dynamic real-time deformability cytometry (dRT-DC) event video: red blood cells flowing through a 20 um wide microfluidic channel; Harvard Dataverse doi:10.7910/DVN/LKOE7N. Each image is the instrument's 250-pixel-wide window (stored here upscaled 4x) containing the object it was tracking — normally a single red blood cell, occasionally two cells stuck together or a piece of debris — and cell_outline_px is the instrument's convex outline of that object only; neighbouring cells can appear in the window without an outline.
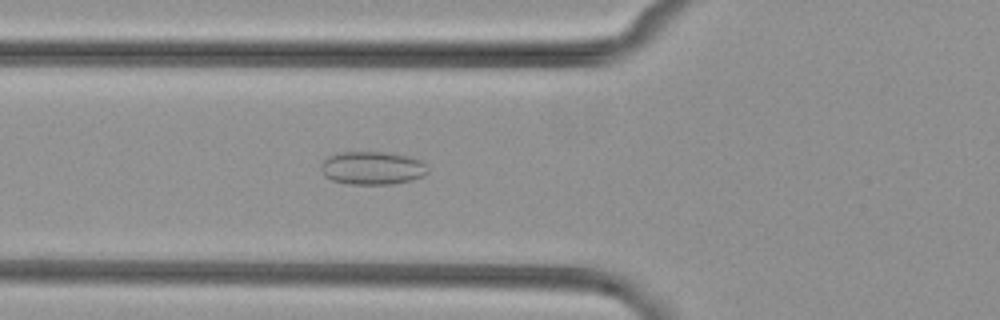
{"species": "common noctule bat (a hibernating species)", "species_latin": "Nyctalus noctula", "temperature_condition": "cold", "stored_images_in_passage": 31, "camera_frame_rate_fps": 3000, "um_per_image_px": 0.085, "animal": {"sex": "female", "body_mass_g": 29.2, "forearm_length_mm": 56.3}, "frame": {"image": 1, "passage_image": 7, "time_ms": 2.0, "image_size_px": [1000, 320], "cell_outline_px": [[428, 172], [424, 176], [412, 180], [392, 184], [348, 184], [332, 180], [324, 176], [320, 168], [320, 164], [328, 156], [336, 152], [392, 152], [408, 156], [420, 160], [428, 168]], "centroid_in_image_um": [31.63, 14.27], "position_along_channel_um": 94.2, "area_um2": 20.92}}
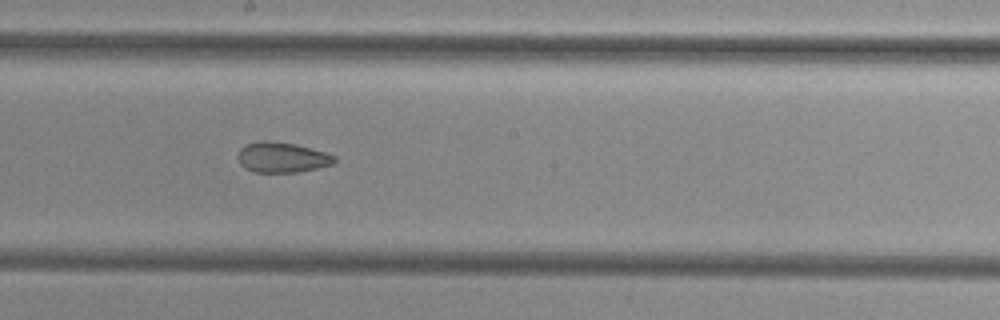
{"frame": {"image": 2, "passage_image": 17, "time_ms": 5.333, "image_size_px": [1000, 320], "cell_outline_px": [[336, 160], [332, 164], [316, 168], [296, 172], [256, 172], [244, 168], [240, 164], [236, 156], [240, 148], [244, 144], [260, 140], [264, 140], [296, 144], [324, 152], [336, 156]], "centroid_in_image_um": [23.91, 13.36], "position_along_channel_um": 224.3, "area_um2": 17.11}}
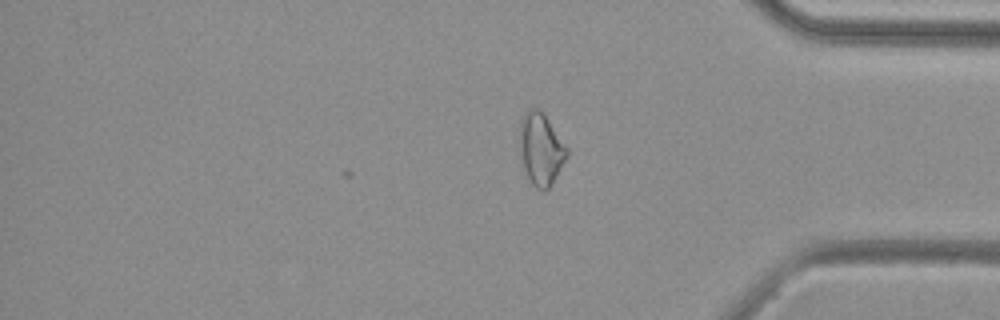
{"frame": {"image": 3, "passage_image": 31, "time_ms": 10.0, "image_size_px": [1000, 320], "cell_outline_px": [[568, 156], [556, 176], [548, 188], [544, 192], [536, 188], [532, 184], [524, 168], [520, 148], [520, 120], [524, 112], [528, 108], [536, 108], [544, 116], [568, 148]], "centroid_in_image_um": [45.97, 12.68], "position_along_channel_um": 389.2, "area_um2": 19.36}}